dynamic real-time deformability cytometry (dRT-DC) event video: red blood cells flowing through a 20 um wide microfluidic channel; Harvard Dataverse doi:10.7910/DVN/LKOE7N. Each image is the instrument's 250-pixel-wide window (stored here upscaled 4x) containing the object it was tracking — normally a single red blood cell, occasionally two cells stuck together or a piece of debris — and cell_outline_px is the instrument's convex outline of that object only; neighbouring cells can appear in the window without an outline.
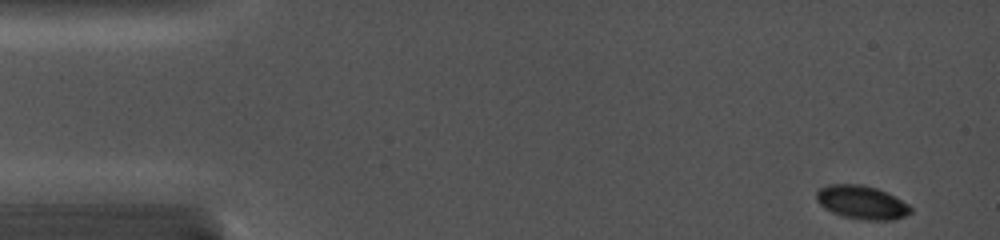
{"species": "common noctule bat (a hibernating species)", "species_latin": "Nyctalus noctula", "temperature_condition": "cold", "stored_images_in_passage": 42, "camera_frame_rate_fps": 5000, "um_per_image_px": 0.085, "animal": {"sex": "female", "body_mass_g": 19.0, "forearm_length_mm": 56.7}, "frame": {"image": 1, "passage_image": 1, "time_ms": 0.0, "image_size_px": [1000, 240], "cell_outline_px": [[912, 212], [904, 216], [892, 220], [864, 220], [844, 216], [832, 212], [820, 204], [816, 200], [816, 192], [820, 188], [828, 184], [864, 184], [876, 188], [908, 204], [912, 208]], "centroid_in_image_um": [73.23, 17.19], "position_along_channel_um": 11.8, "area_um2": 18.21}}
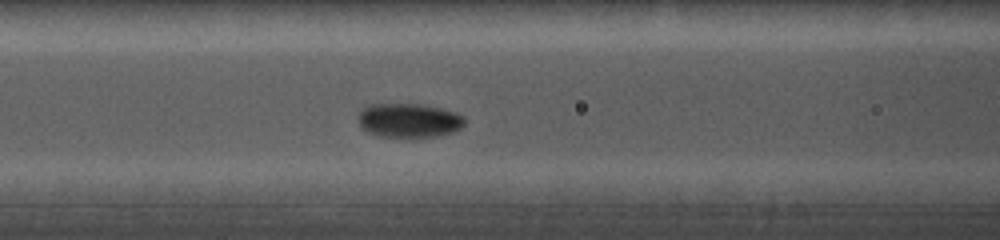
{"frame": {"image": 2, "passage_image": 23, "time_ms": 6.0, "image_size_px": [1000, 240], "cell_outline_px": [[464, 124], [460, 128], [452, 132], [436, 136], [380, 136], [368, 132], [360, 124], [360, 112], [368, 104], [420, 104], [440, 108], [456, 112], [464, 116]], "centroid_in_image_um": [34.79, 10.21], "position_along_channel_um": 131.8, "area_um2": 20.75}}
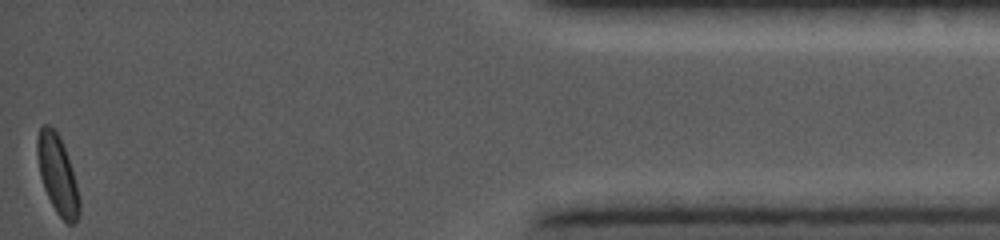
{"frame": {"image": 3, "passage_image": 42, "time_ms": 15.0, "image_size_px": [1000, 240], "cell_outline_px": [[80, 212], [76, 220], [72, 224], [68, 224], [56, 212], [44, 188], [40, 176], [36, 156], [36, 136], [40, 128], [44, 124], [48, 124], [60, 136], [72, 172], [80, 200]], "centroid_in_image_um": [4.85, 14.82], "position_along_channel_um": 430.3, "area_um2": 19.02}}